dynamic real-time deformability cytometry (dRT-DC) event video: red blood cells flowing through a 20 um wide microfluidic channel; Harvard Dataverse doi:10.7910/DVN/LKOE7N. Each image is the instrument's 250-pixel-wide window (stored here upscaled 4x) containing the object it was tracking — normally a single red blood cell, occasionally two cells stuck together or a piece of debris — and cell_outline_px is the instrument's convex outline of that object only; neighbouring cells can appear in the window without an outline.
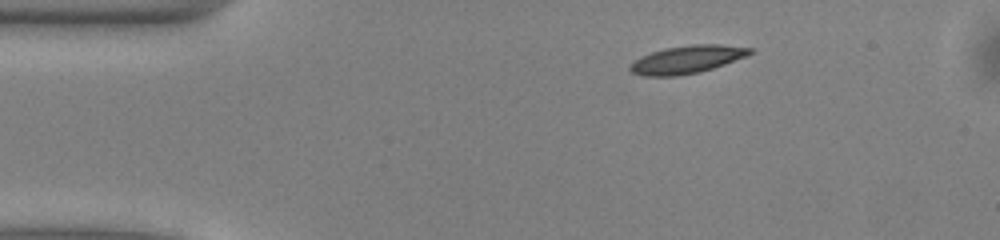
{"species": "common noctule bat (a hibernating species)", "species_latin": "Nyctalus noctula", "temperature_condition": "warm", "stored_images_in_passage": 44, "camera_frame_rate_fps": 3000, "um_per_image_px": 0.085, "animal": {"sex": "male", "body_mass_g": 13.0, "forearm_length_mm": 53.1}, "frame": {"image": 1, "passage_image": 1, "time_ms": 0.0, "image_size_px": [1000, 240], "cell_outline_px": [[752, 52], [748, 56], [700, 72], [676, 76], [644, 76], [632, 72], [628, 68], [636, 60], [652, 52], [668, 48], [692, 44], [720, 44], [752, 48]], "centroid_in_image_um": [58.44, 5.06], "position_along_channel_um": 26.6, "area_um2": 19.13}}
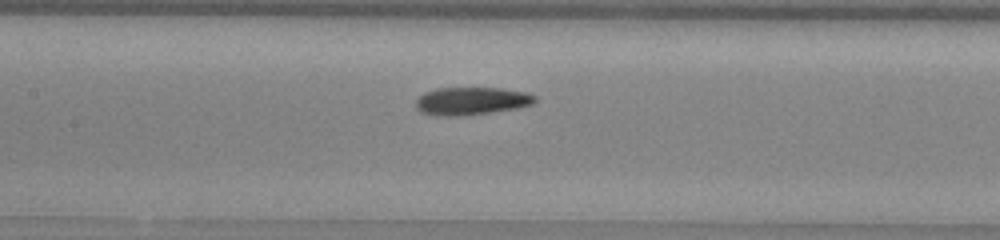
{"frame": {"image": 2, "passage_image": 16, "time_ms": 5.0, "image_size_px": [1000, 240], "cell_outline_px": [[536, 100], [532, 104], [516, 108], [460, 116], [436, 116], [420, 112], [416, 108], [416, 100], [424, 92], [436, 88], [500, 88], [524, 92], [536, 96]], "centroid_in_image_um": [40.02, 8.58], "position_along_channel_um": 167.4, "area_um2": 19.19}}
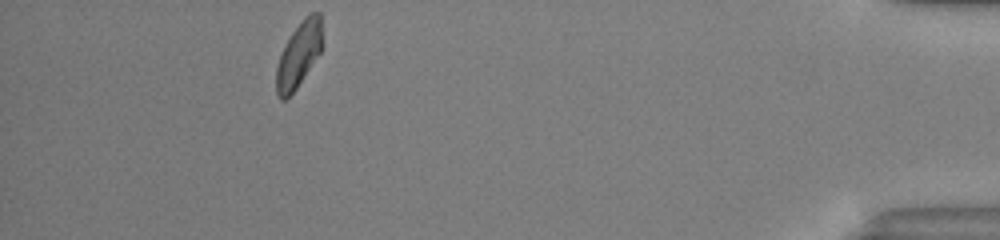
{"frame": {"image": 3, "passage_image": 39, "time_ms": 12.667, "image_size_px": [1000, 240], "cell_outline_px": [[320, 52], [296, 88], [284, 100], [280, 100], [276, 92], [276, 68], [284, 44], [292, 32], [304, 16], [308, 12], [320, 12]], "centroid_in_image_um": [25.35, 4.63], "position_along_channel_um": 409.8, "area_um2": 16.99}, "authors_computed_cell_mechanics": {"area_um2": 18.6116, "velocity_mm_per_s": 4.0028, "shape_relaxation_time_tau1_ms": 3.7749, "shape_relaxation_time_tau2_ms": 5.1849, "deformation_change_tau1": 0.123, "deformation_change_tau2": 0.123}}